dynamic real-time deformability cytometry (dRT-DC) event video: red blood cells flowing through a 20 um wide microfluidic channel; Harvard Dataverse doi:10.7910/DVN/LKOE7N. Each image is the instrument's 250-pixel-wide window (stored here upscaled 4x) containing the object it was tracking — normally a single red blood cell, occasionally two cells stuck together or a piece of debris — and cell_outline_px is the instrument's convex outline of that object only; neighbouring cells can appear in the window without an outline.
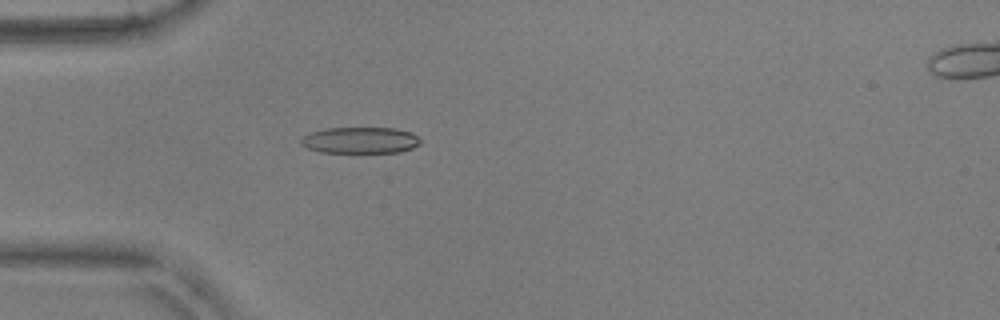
{"species": "common noctule bat (a hibernating species)", "species_latin": "Nyctalus noctula", "temperature_condition": "warm", "stored_images_in_passage": 50, "camera_frame_rate_fps": 3000, "um_per_image_px": 0.085, "animal": {"sex": "male", "body_mass_g": 17.9, "forearm_length_mm": 54.2}, "frame": {"image": 1, "passage_image": 13, "time_ms": 4.0, "image_size_px": [1000, 320], "cell_outline_px": [[420, 144], [412, 148], [400, 152], [320, 152], [308, 148], [300, 144], [300, 140], [304, 136], [312, 132], [328, 128], [396, 128], [412, 132], [420, 140]], "centroid_in_image_um": [30.64, 11.92], "position_along_channel_um": 54.4, "area_um2": 18.21}}
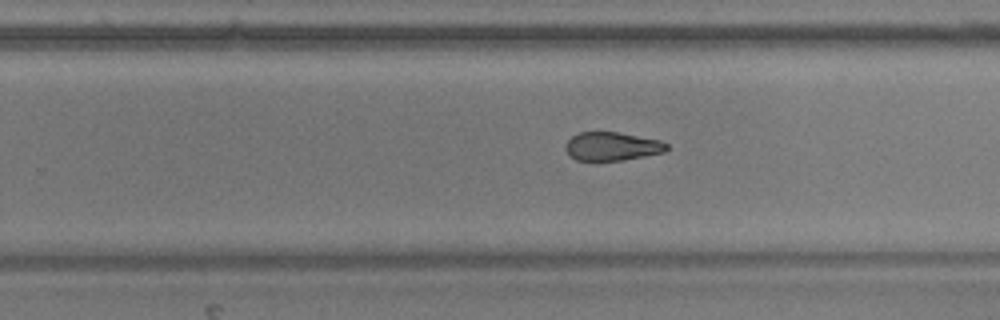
{"frame": {"image": 2, "passage_image": 31, "time_ms": 10.0, "image_size_px": [1000, 320], "cell_outline_px": [[668, 148], [664, 152], [624, 160], [576, 160], [564, 148], [564, 144], [572, 136], [580, 132], [616, 132], [660, 140], [668, 144]], "centroid_in_image_um": [52.02, 12.43], "position_along_channel_um": 277.8, "area_um2": 16.65}}
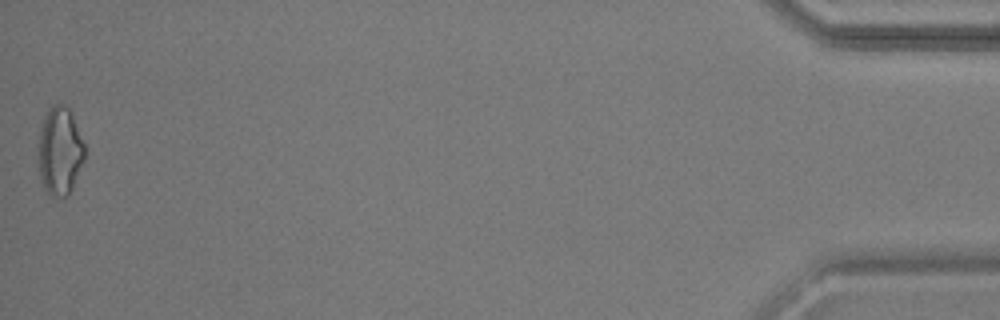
{"frame": {"image": 3, "passage_image": 50, "time_ms": 16.333, "image_size_px": [1000, 320], "cell_outline_px": [[84, 160], [72, 188], [68, 196], [52, 196], [44, 188], [40, 176], [36, 156], [40, 132], [44, 116], [48, 108], [52, 104], [64, 104], [72, 112], [84, 144]], "centroid_in_image_um": [5.06, 12.81], "position_along_channel_um": 430.1, "area_um2": 24.04}, "authors_computed_cell_mechanics": {"area_um2": 18.5827, "velocity_mm_per_s": 3.847, "shape_relaxation_time_tau1_ms": null, "shape_relaxation_time_tau2_ms": 4.6169, "deformation_change_tau1": null, "deformation_change_tau2": 0.1411}}